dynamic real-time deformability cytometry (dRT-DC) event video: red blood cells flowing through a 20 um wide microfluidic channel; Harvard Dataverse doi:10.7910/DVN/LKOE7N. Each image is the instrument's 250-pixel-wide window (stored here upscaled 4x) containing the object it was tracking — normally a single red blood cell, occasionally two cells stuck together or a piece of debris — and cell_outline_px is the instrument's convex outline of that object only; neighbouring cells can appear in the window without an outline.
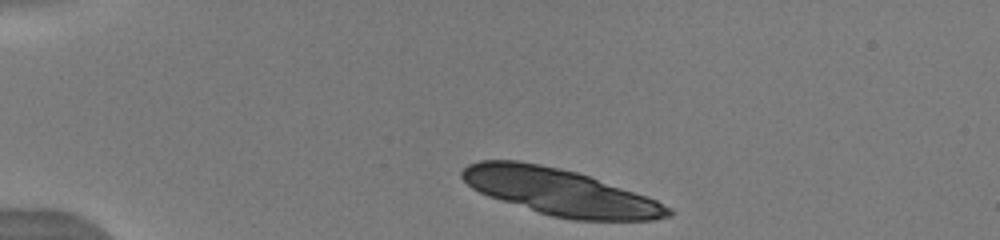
{"species": "human", "species_latin": "Homo sapiens", "temperature_condition": "warm", "stored_images_in_passage": 10, "camera_frame_rate_fps": 3000, "um_per_image_px": 0.085, "donor": {"sex": "male"}, "frame": {"image": 1, "passage_image": 1, "time_ms": 0.0, "image_size_px": [1000, 240], "cell_outline_px": [[672, 216], [652, 220], [572, 220], [552, 216], [488, 196], [472, 188], [460, 176], [460, 172], [468, 164], [480, 160], [520, 160], [560, 168], [576, 172], [648, 196], [672, 208]], "centroid_in_image_um": [47.61, 16.32], "position_along_channel_um": 37.4, "area_um2": 55.6}}